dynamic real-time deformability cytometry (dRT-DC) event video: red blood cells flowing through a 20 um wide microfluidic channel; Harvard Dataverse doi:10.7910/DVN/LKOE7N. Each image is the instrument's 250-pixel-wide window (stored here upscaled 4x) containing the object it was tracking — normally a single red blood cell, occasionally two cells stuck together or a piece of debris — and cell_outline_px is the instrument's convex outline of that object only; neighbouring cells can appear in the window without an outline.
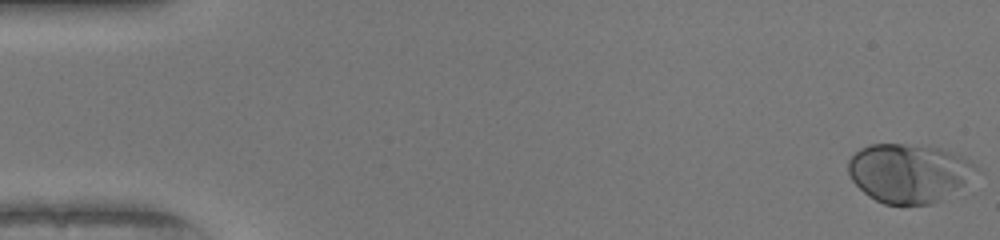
{"species": "human", "species_latin": "Homo sapiens", "temperature_condition": "warm", "stored_images_in_passage": 51, "camera_frame_rate_fps": 3000, "um_per_image_px": 0.085, "donor": {"sex": "female"}, "frame": {"image": 1, "passage_image": 1, "time_ms": 0.0, "image_size_px": [1000, 240], "cell_outline_px": [[976, 168], [960, 184], [940, 200], [928, 204], [884, 204], [868, 196], [852, 180], [848, 172], [848, 160], [860, 148], [872, 144], [904, 144], [940, 148], [972, 160], [976, 164]], "centroid_in_image_um": [77.16, 14.69], "position_along_channel_um": 7.8, "area_um2": 42.83}}
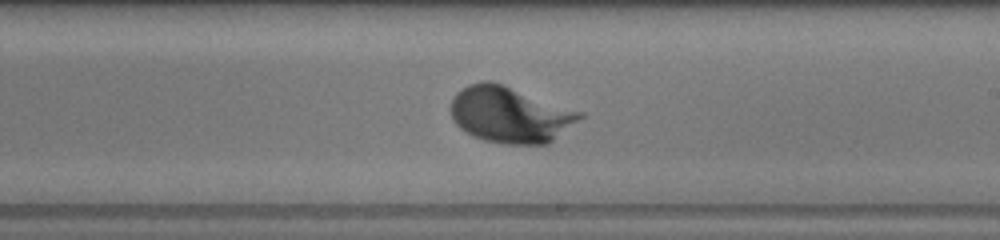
{"frame": {"image": 2, "passage_image": 30, "time_ms": 9.667, "image_size_px": [1000, 240], "cell_outline_px": [[584, 116], [548, 144], [504, 144], [484, 140], [472, 136], [460, 128], [452, 120], [448, 108], [456, 92], [468, 84], [484, 80], [488, 80], [504, 84], [584, 112]], "centroid_in_image_um": [43.32, 9.73], "position_along_channel_um": 245.7, "area_um2": 42.66}}
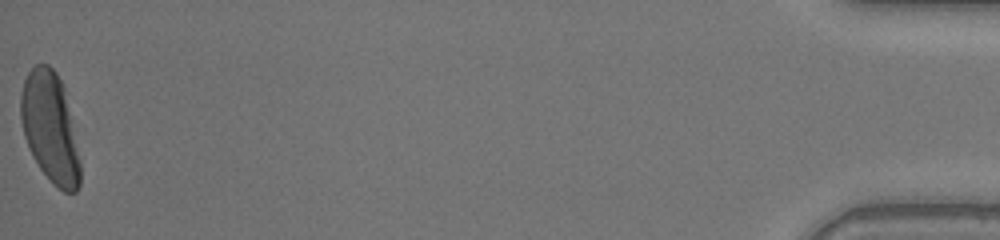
{"frame": {"image": 3, "passage_image": 51, "time_ms": 16.667, "image_size_px": [1000, 240], "cell_outline_px": [[80, 184], [76, 192], [64, 192], [40, 168], [32, 156], [24, 136], [20, 116], [20, 92], [24, 80], [28, 72], [36, 64], [48, 64], [56, 72], [64, 88], [80, 160]], "centroid_in_image_um": [4.24, 10.81], "position_along_channel_um": 431.0, "area_um2": 37.69}}